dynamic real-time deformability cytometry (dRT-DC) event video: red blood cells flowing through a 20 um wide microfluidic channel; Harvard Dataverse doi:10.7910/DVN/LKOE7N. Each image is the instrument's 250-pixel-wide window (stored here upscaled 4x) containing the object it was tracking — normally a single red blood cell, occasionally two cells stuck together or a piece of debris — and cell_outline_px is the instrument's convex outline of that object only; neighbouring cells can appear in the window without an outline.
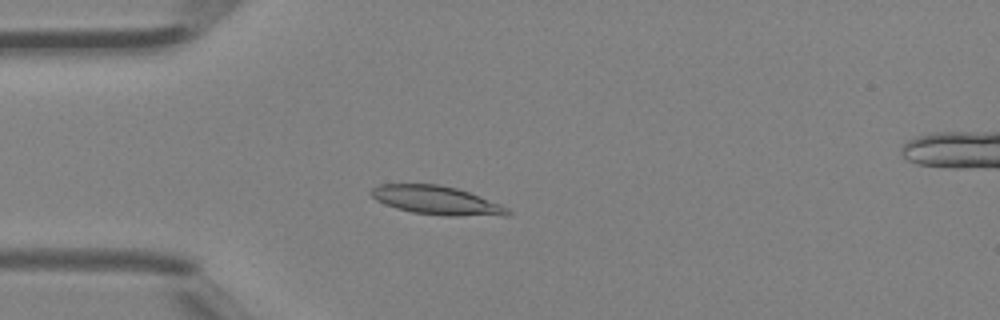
{"species": "Egyptian fruit bat (a non-hibernating species)", "species_latin": "Rousettus aegyptiacus", "temperature_condition": "room temperature", "stored_images_in_passage": 44, "camera_frame_rate_fps": 3000, "um_per_image_px": 0.085, "animal": {"sex": "female"}, "frame": {"image": 1, "passage_image": 11, "time_ms": 3.333, "image_size_px": [1000, 320], "cell_outline_px": [[512, 212], [508, 216], [444, 216], [412, 212], [396, 208], [384, 204], [376, 200], [368, 192], [372, 188], [380, 184], [440, 184], [456, 188], [468, 192], [500, 204], [508, 208]], "centroid_in_image_um": [37.11, 17.04], "position_along_channel_um": 47.9, "area_um2": 22.95}}
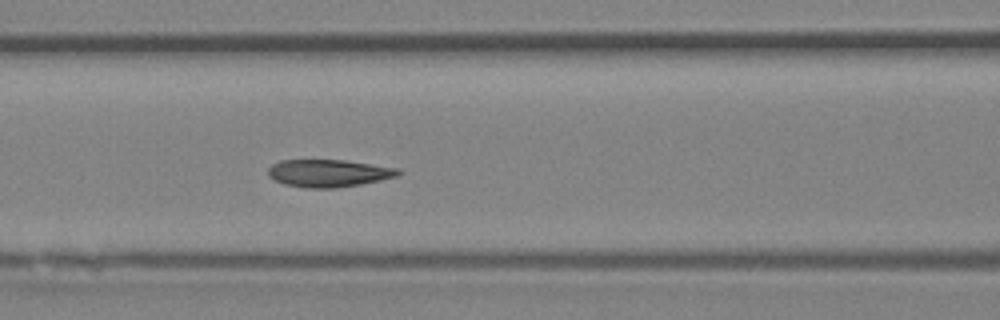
{"frame": {"image": 2, "passage_image": 18, "time_ms": 5.667, "image_size_px": [1000, 320], "cell_outline_px": [[404, 172], [396, 176], [380, 180], [360, 184], [336, 188], [308, 188], [284, 184], [268, 176], [268, 168], [272, 164], [280, 160], [344, 160], [400, 168]], "centroid_in_image_um": [27.95, 14.71], "position_along_channel_um": 138.7, "area_um2": 20.87}}
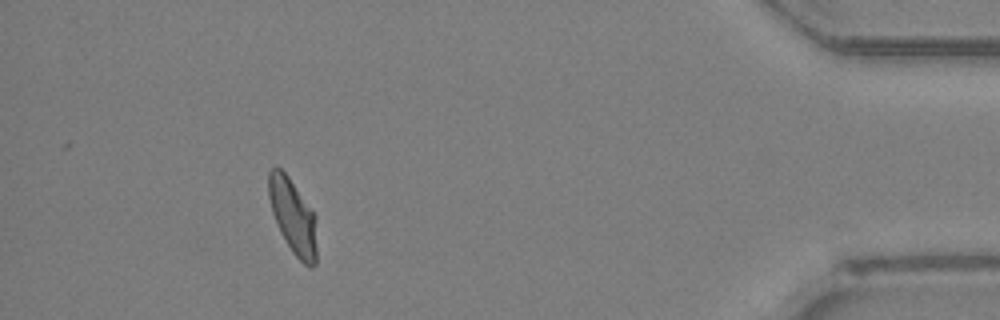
{"frame": {"image": 3, "passage_image": 40, "time_ms": 13.0, "image_size_px": [1000, 320], "cell_outline_px": [[316, 264], [312, 268], [308, 268], [292, 252], [280, 232], [272, 212], [268, 196], [268, 172], [276, 164], [288, 176], [316, 216]], "centroid_in_image_um": [24.9, 18.4], "position_along_channel_um": 410.3, "area_um2": 21.1}, "authors_computed_cell_mechanics": {"area_um2": 20.8947, "velocity_mm_per_s": 4.5157, "shape_relaxation_time_tau1_ms": 3.8644, "shape_relaxation_time_tau2_ms": 0.9275, "deformation_change_tau1": 0.176, "deformation_change_tau2": 0.07}}